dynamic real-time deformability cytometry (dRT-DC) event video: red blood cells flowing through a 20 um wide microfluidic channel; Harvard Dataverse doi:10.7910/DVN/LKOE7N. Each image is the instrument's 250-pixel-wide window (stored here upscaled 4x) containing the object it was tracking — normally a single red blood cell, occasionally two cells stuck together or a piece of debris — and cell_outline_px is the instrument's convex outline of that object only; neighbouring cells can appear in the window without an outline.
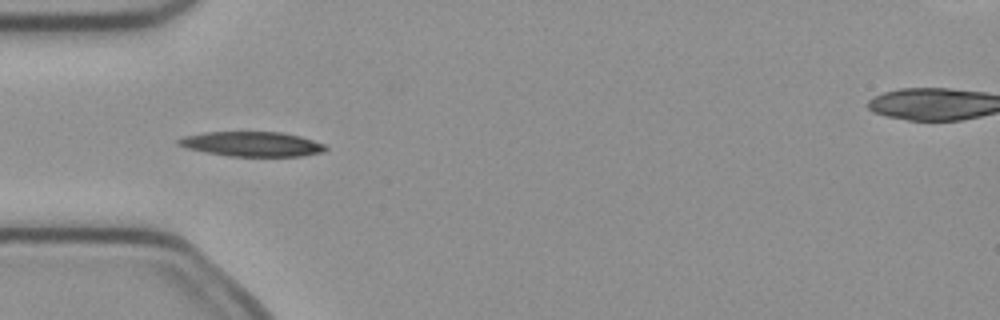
{"species": "common noctule bat (a hibernating species)", "species_latin": "Nyctalus noctula", "temperature_condition": "cold", "stored_images_in_passage": 8, "camera_frame_rate_fps": 3000, "um_per_image_px": 0.085, "animal": {"sex": "female", "body_mass_g": 21.9}, "frame": {"image": 1, "passage_image": 4, "time_ms": 1.0, "image_size_px": [1000, 320], "cell_outline_px": [[328, 148], [324, 152], [304, 156], [228, 156], [204, 152], [188, 148], [176, 144], [176, 140], [184, 136], [204, 132], [280, 132], [300, 136], [324, 144]], "centroid_in_image_um": [21.41, 12.25], "position_along_channel_um": 63.6, "area_um2": 21.27}}
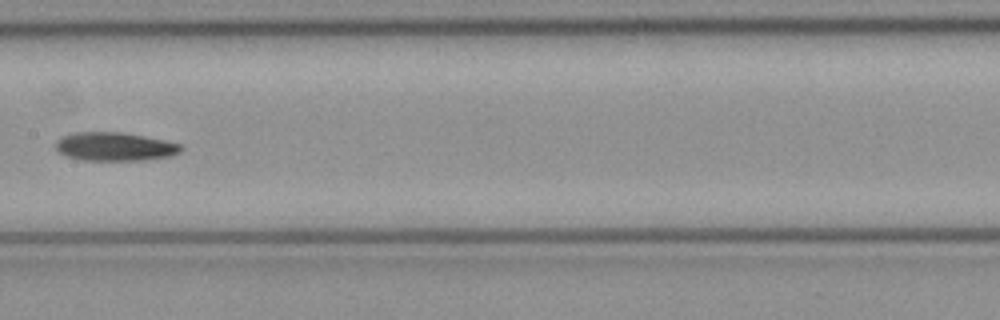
{"frame": {"image": 2, "passage_image": 7, "time_ms": 2.0, "image_size_px": [1000, 320], "cell_outline_px": [[184, 148], [180, 152], [172, 156], [144, 160], [84, 160], [68, 156], [60, 152], [56, 148], [56, 140], [60, 136], [76, 132], [124, 132], [164, 140], [180, 144]], "centroid_in_image_um": [9.77, 12.45], "position_along_channel_um": 197.6, "area_um2": 20.87}}
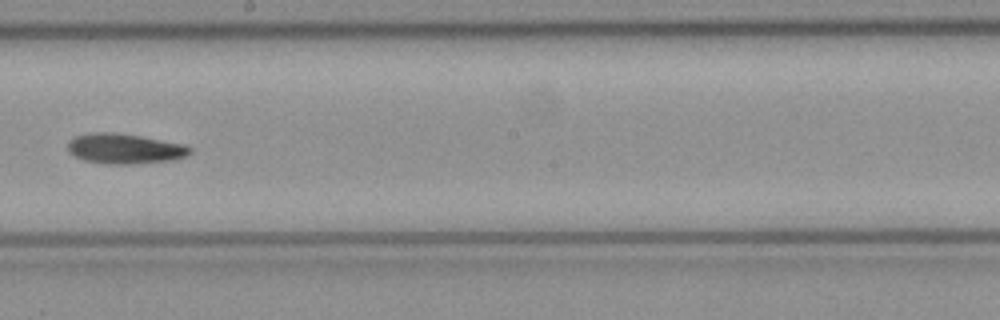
{"frame": {"image": 3, "passage_image": 8, "time_ms": 2.333, "image_size_px": [1000, 320], "cell_outline_px": [[192, 152], [184, 156], [172, 160], [132, 164], [108, 164], [84, 160], [72, 156], [68, 152], [68, 140], [76, 136], [92, 132], [112, 132], [140, 136], [184, 144], [192, 148]], "centroid_in_image_um": [10.56, 12.64], "position_along_channel_um": 237.6, "area_um2": 21.5}}